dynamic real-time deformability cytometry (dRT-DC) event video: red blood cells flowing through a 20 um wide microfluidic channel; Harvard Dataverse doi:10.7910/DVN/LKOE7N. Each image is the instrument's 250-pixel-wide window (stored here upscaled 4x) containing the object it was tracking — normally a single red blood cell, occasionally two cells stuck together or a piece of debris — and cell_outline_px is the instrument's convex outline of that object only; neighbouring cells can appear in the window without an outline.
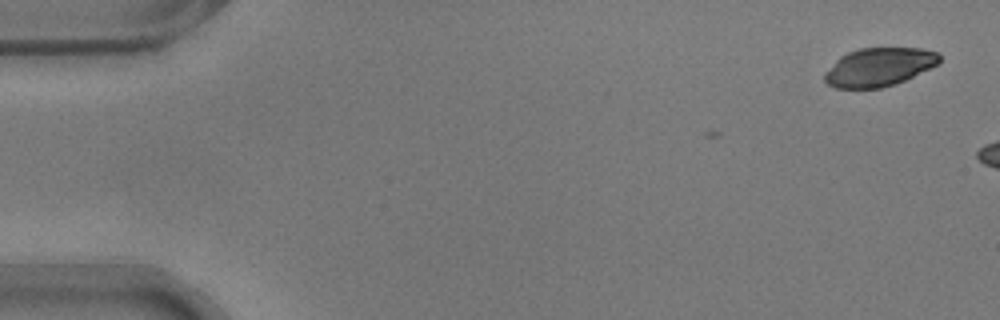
{"species": "common noctule bat (a hibernating species)", "species_latin": "Nyctalus noctula", "temperature_condition": "warm", "stored_images_in_passage": 2, "camera_frame_rate_fps": 3000, "um_per_image_px": 0.085, "animal": {"sex": "male", "body_mass_g": 17.9}, "frame": {"image": 1, "passage_image": 2, "time_ms": 0.333, "image_size_px": [1000, 320], "cell_outline_px": [[940, 64], [896, 84], [880, 88], [836, 88], [828, 84], [824, 80], [824, 76], [836, 60], [840, 56], [848, 52], [860, 48], [920, 48], [936, 52], [940, 56]], "centroid_in_image_um": [74.74, 5.7], "position_along_channel_um": 10.3, "area_um2": 25.61}}